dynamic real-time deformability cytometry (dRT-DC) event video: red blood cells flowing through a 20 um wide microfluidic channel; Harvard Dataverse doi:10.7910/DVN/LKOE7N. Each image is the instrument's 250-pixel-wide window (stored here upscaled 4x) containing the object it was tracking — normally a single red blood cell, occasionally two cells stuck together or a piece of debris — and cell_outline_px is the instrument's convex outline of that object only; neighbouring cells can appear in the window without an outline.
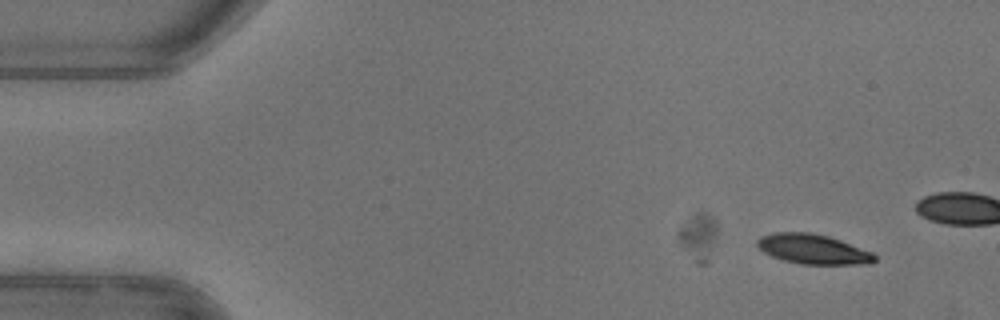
{"species": "common noctule bat (a hibernating species)", "species_latin": "Nyctalus noctula", "temperature_condition": "warm", "stored_images_in_passage": 3, "camera_frame_rate_fps": 3000, "um_per_image_px": 0.085, "animal": {"sex": "female"}, "frame": {"image": 1, "passage_image": 3, "time_ms": 0.667, "image_size_px": [1000, 320], "cell_outline_px": [[876, 260], [872, 264], [800, 264], [784, 260], [772, 256], [764, 252], [756, 244], [756, 240], [760, 236], [772, 232], [812, 232], [828, 236], [840, 240], [872, 252], [876, 256]], "centroid_in_image_um": [69.1, 21.17], "position_along_channel_um": 15.9, "area_um2": 20.46}}